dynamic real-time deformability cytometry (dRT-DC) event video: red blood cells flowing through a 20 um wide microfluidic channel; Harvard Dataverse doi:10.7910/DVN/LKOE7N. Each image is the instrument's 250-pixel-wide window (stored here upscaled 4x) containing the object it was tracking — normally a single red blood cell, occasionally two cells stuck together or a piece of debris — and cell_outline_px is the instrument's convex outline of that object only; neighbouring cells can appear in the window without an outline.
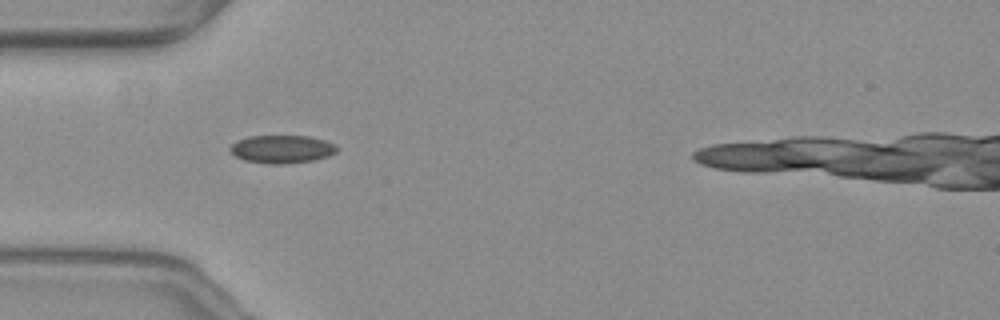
{"species": "common noctule bat (a hibernating species)", "species_latin": "Nyctalus noctula", "temperature_condition": "warm", "stored_images_in_passage": 37, "camera_frame_rate_fps": 3000, "um_per_image_px": 0.085, "animal": {"sex": "female", "body_mass_g": 19.3, "forearm_length_mm": 54.1}, "frame": {"image": 1, "passage_image": 1, "time_ms": 0.0, "image_size_px": [1000, 320], "cell_outline_px": [[340, 148], [336, 152], [328, 156], [312, 160], [284, 164], [268, 164], [244, 160], [236, 156], [228, 148], [236, 140], [248, 136], [308, 136], [324, 140], [336, 144]], "centroid_in_image_um": [23.97, 12.67], "position_along_channel_um": 61.0, "area_um2": 17.51}}
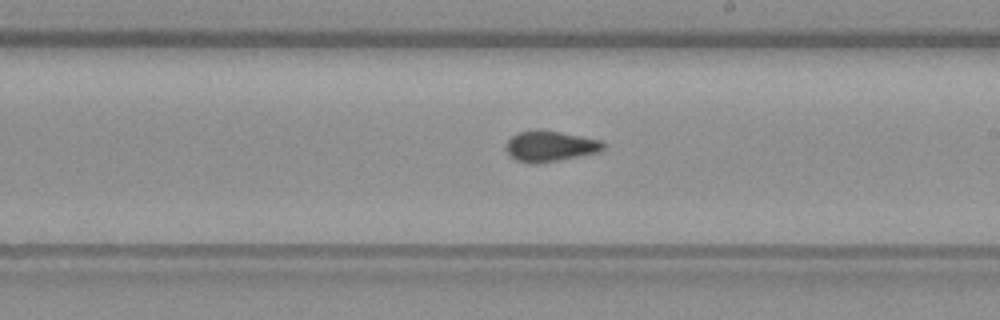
{"frame": {"image": 2, "passage_image": 16, "time_ms": 5.0, "image_size_px": [1000, 320], "cell_outline_px": [[604, 148], [600, 152], [536, 164], [528, 164], [516, 160], [504, 148], [504, 144], [512, 136], [520, 132], [560, 132], [600, 140], [604, 144]], "centroid_in_image_um": [46.75, 12.47], "position_along_channel_um": 242.3, "area_um2": 16.88}}
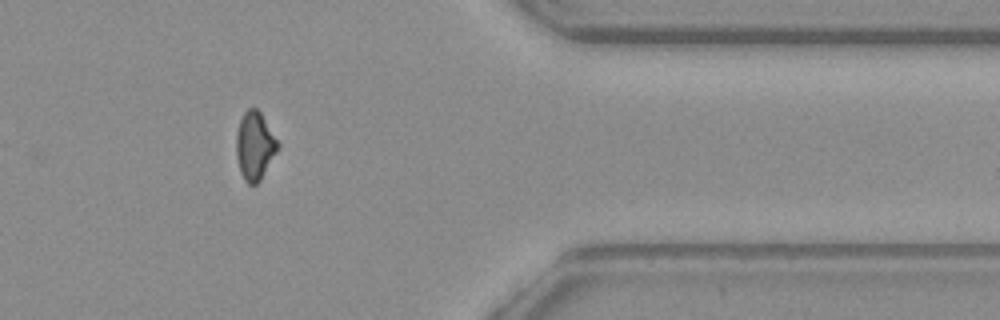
{"frame": {"image": 3, "passage_image": 30, "time_ms": 9.667, "image_size_px": [1000, 320], "cell_outline_px": [[280, 148], [260, 180], [256, 184], [248, 184], [244, 180], [240, 172], [236, 156], [236, 132], [240, 120], [244, 112], [248, 108], [256, 108], [260, 112], [280, 144]], "centroid_in_image_um": [21.66, 12.41], "position_along_channel_um": 389.7, "area_um2": 16.59}, "authors_computed_cell_mechanics": {"area_um2": 16.8776, "velocity_mm_per_s": 3.6513, "shape_relaxation_time_tau1_ms": null, "shape_relaxation_time_tau2_ms": 1.4572, "deformation_change_tau1": null, "deformation_change_tau2": 0.0687}}